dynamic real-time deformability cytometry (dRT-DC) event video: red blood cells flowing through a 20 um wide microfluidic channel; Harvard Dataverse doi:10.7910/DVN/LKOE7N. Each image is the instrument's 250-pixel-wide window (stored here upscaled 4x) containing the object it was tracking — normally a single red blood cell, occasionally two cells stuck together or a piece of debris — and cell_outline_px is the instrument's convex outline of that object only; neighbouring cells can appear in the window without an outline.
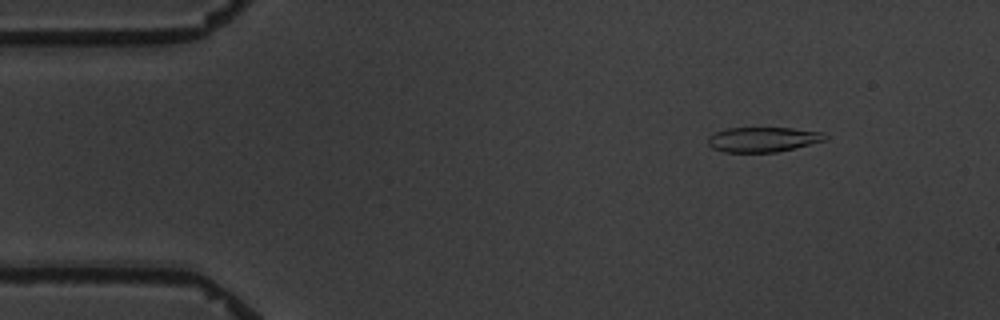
{"species": "common noctule bat (a hibernating species)", "species_latin": "Nyctalus noctula", "temperature_condition": "warm", "stored_images_in_passage": 7, "camera_frame_rate_fps": 3000, "um_per_image_px": 0.085, "animal": {"sex": "male", "body_mass_g": 19.5, "forearm_length_mm": 54.6}, "frame": {"image": 1, "passage_image": 2, "time_ms": 1.333, "image_size_px": [1000, 320], "cell_outline_px": [[828, 140], [776, 152], [724, 152], [712, 148], [708, 144], [708, 136], [716, 132], [728, 128], [792, 128], [824, 132], [828, 136]], "centroid_in_image_um": [64.88, 11.85], "position_along_channel_um": 20.1, "area_um2": 17.05}}
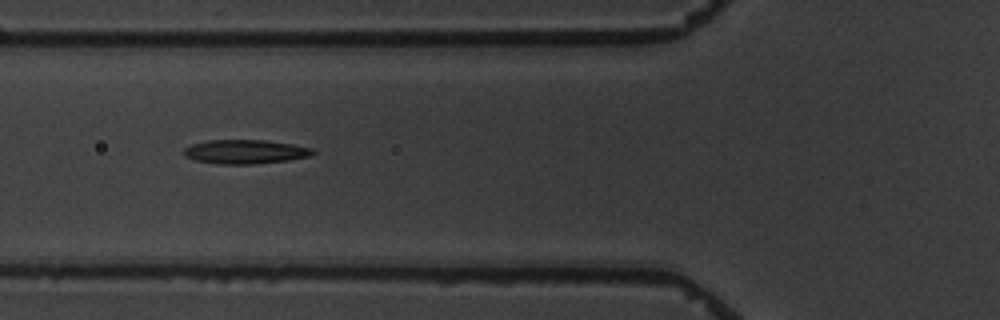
{"frame": {"image": 2, "passage_image": 6, "time_ms": 6.0, "image_size_px": [1000, 320], "cell_outline_px": [[316, 152], [308, 156], [288, 160], [256, 164], [216, 164], [196, 160], [184, 156], [184, 148], [192, 144], [208, 140], [264, 140], [292, 144], [312, 148]], "centroid_in_image_um": [20.83, 12.9], "position_along_channel_um": 105.0, "area_um2": 18.03}}
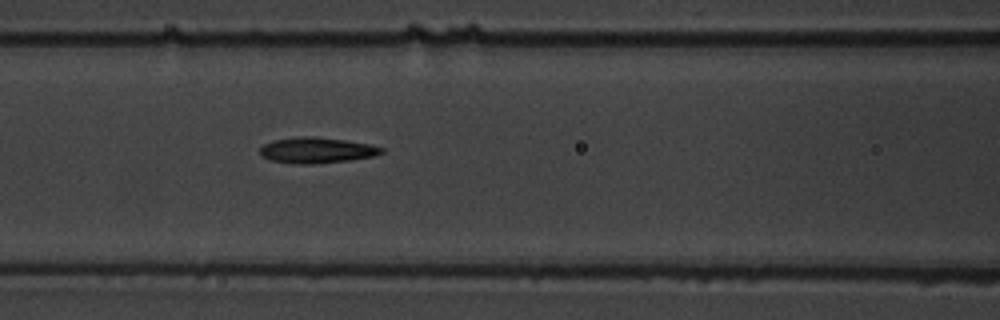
{"frame": {"image": 3, "passage_image": 7, "time_ms": 7.0, "image_size_px": [1000, 320], "cell_outline_px": [[384, 152], [376, 156], [352, 160], [312, 164], [292, 164], [272, 160], [260, 156], [260, 148], [264, 144], [272, 140], [304, 136], [316, 136], [372, 144], [384, 148]], "centroid_in_image_um": [26.95, 12.77], "position_along_channel_um": 139.7, "area_um2": 18.5}}